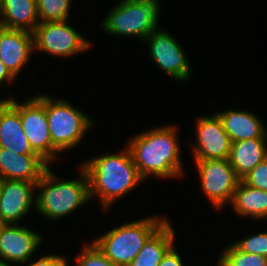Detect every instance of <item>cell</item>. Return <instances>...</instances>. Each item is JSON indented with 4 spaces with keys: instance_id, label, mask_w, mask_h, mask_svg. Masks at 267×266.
<instances>
[{
    "instance_id": "18",
    "label": "cell",
    "mask_w": 267,
    "mask_h": 266,
    "mask_svg": "<svg viewBox=\"0 0 267 266\" xmlns=\"http://www.w3.org/2000/svg\"><path fill=\"white\" fill-rule=\"evenodd\" d=\"M229 206L243 220L247 218L259 223L267 221V191L250 187L242 180L238 183Z\"/></svg>"
},
{
    "instance_id": "9",
    "label": "cell",
    "mask_w": 267,
    "mask_h": 266,
    "mask_svg": "<svg viewBox=\"0 0 267 266\" xmlns=\"http://www.w3.org/2000/svg\"><path fill=\"white\" fill-rule=\"evenodd\" d=\"M200 192L216 211L231 204L240 179L230 165L229 159L194 160ZM227 205V206H226Z\"/></svg>"
},
{
    "instance_id": "23",
    "label": "cell",
    "mask_w": 267,
    "mask_h": 266,
    "mask_svg": "<svg viewBox=\"0 0 267 266\" xmlns=\"http://www.w3.org/2000/svg\"><path fill=\"white\" fill-rule=\"evenodd\" d=\"M74 0H36L39 22L66 21L71 19Z\"/></svg>"
},
{
    "instance_id": "12",
    "label": "cell",
    "mask_w": 267,
    "mask_h": 266,
    "mask_svg": "<svg viewBox=\"0 0 267 266\" xmlns=\"http://www.w3.org/2000/svg\"><path fill=\"white\" fill-rule=\"evenodd\" d=\"M23 225L7 224L0 233V260L23 266L40 251L45 237Z\"/></svg>"
},
{
    "instance_id": "30",
    "label": "cell",
    "mask_w": 267,
    "mask_h": 266,
    "mask_svg": "<svg viewBox=\"0 0 267 266\" xmlns=\"http://www.w3.org/2000/svg\"><path fill=\"white\" fill-rule=\"evenodd\" d=\"M1 88H2V87L0 86V91L3 92ZM1 92H0V93H1ZM0 96L2 97V98L0 97V107H3V106H5V105L10 101V98H11L12 95H8V96L6 97L5 94L2 95V93H1ZM3 96H4V97H3Z\"/></svg>"
},
{
    "instance_id": "13",
    "label": "cell",
    "mask_w": 267,
    "mask_h": 266,
    "mask_svg": "<svg viewBox=\"0 0 267 266\" xmlns=\"http://www.w3.org/2000/svg\"><path fill=\"white\" fill-rule=\"evenodd\" d=\"M36 183L1 179L0 217L7 224H22L35 210Z\"/></svg>"
},
{
    "instance_id": "7",
    "label": "cell",
    "mask_w": 267,
    "mask_h": 266,
    "mask_svg": "<svg viewBox=\"0 0 267 266\" xmlns=\"http://www.w3.org/2000/svg\"><path fill=\"white\" fill-rule=\"evenodd\" d=\"M166 29V30H165ZM169 31V32H168ZM172 33V34H171ZM148 45L149 59L158 70L174 82L185 84L192 77L191 62L185 48L167 28H157L143 42Z\"/></svg>"
},
{
    "instance_id": "19",
    "label": "cell",
    "mask_w": 267,
    "mask_h": 266,
    "mask_svg": "<svg viewBox=\"0 0 267 266\" xmlns=\"http://www.w3.org/2000/svg\"><path fill=\"white\" fill-rule=\"evenodd\" d=\"M267 158V137L233 142L229 162L242 180L261 161Z\"/></svg>"
},
{
    "instance_id": "10",
    "label": "cell",
    "mask_w": 267,
    "mask_h": 266,
    "mask_svg": "<svg viewBox=\"0 0 267 266\" xmlns=\"http://www.w3.org/2000/svg\"><path fill=\"white\" fill-rule=\"evenodd\" d=\"M20 119L33 151L54 167L60 153L53 147L46 116V93L22 98ZM54 164V165H53Z\"/></svg>"
},
{
    "instance_id": "25",
    "label": "cell",
    "mask_w": 267,
    "mask_h": 266,
    "mask_svg": "<svg viewBox=\"0 0 267 266\" xmlns=\"http://www.w3.org/2000/svg\"><path fill=\"white\" fill-rule=\"evenodd\" d=\"M239 250L246 253H255L267 257V231H257L245 234L240 240L232 242Z\"/></svg>"
},
{
    "instance_id": "26",
    "label": "cell",
    "mask_w": 267,
    "mask_h": 266,
    "mask_svg": "<svg viewBox=\"0 0 267 266\" xmlns=\"http://www.w3.org/2000/svg\"><path fill=\"white\" fill-rule=\"evenodd\" d=\"M242 181L250 187L267 191V158L249 172Z\"/></svg>"
},
{
    "instance_id": "14",
    "label": "cell",
    "mask_w": 267,
    "mask_h": 266,
    "mask_svg": "<svg viewBox=\"0 0 267 266\" xmlns=\"http://www.w3.org/2000/svg\"><path fill=\"white\" fill-rule=\"evenodd\" d=\"M34 53L33 33L25 30L7 29L0 35V61L18 79L32 61Z\"/></svg>"
},
{
    "instance_id": "5",
    "label": "cell",
    "mask_w": 267,
    "mask_h": 266,
    "mask_svg": "<svg viewBox=\"0 0 267 266\" xmlns=\"http://www.w3.org/2000/svg\"><path fill=\"white\" fill-rule=\"evenodd\" d=\"M161 0H118L99 23L106 36L143 42L160 26Z\"/></svg>"
},
{
    "instance_id": "4",
    "label": "cell",
    "mask_w": 267,
    "mask_h": 266,
    "mask_svg": "<svg viewBox=\"0 0 267 266\" xmlns=\"http://www.w3.org/2000/svg\"><path fill=\"white\" fill-rule=\"evenodd\" d=\"M166 215L152 214L124 222L91 239L103 254L118 266H128L146 241L169 219Z\"/></svg>"
},
{
    "instance_id": "20",
    "label": "cell",
    "mask_w": 267,
    "mask_h": 266,
    "mask_svg": "<svg viewBox=\"0 0 267 266\" xmlns=\"http://www.w3.org/2000/svg\"><path fill=\"white\" fill-rule=\"evenodd\" d=\"M177 233L168 219L144 244L128 266H158L167 250L176 242Z\"/></svg>"
},
{
    "instance_id": "3",
    "label": "cell",
    "mask_w": 267,
    "mask_h": 266,
    "mask_svg": "<svg viewBox=\"0 0 267 266\" xmlns=\"http://www.w3.org/2000/svg\"><path fill=\"white\" fill-rule=\"evenodd\" d=\"M78 168L77 178L65 179L50 165L37 181L35 211L45 221L67 219L73 212L92 203L87 174L80 165Z\"/></svg>"
},
{
    "instance_id": "15",
    "label": "cell",
    "mask_w": 267,
    "mask_h": 266,
    "mask_svg": "<svg viewBox=\"0 0 267 266\" xmlns=\"http://www.w3.org/2000/svg\"><path fill=\"white\" fill-rule=\"evenodd\" d=\"M241 109L234 107L215 111L232 143L267 137V125L262 122L264 120L260 118V115L258 116L257 113L255 114V111L252 112L244 108Z\"/></svg>"
},
{
    "instance_id": "31",
    "label": "cell",
    "mask_w": 267,
    "mask_h": 266,
    "mask_svg": "<svg viewBox=\"0 0 267 266\" xmlns=\"http://www.w3.org/2000/svg\"><path fill=\"white\" fill-rule=\"evenodd\" d=\"M7 225V223L0 217V233L4 229V227Z\"/></svg>"
},
{
    "instance_id": "22",
    "label": "cell",
    "mask_w": 267,
    "mask_h": 266,
    "mask_svg": "<svg viewBox=\"0 0 267 266\" xmlns=\"http://www.w3.org/2000/svg\"><path fill=\"white\" fill-rule=\"evenodd\" d=\"M221 249L219 258L215 262L220 266H267V257L243 252L233 243Z\"/></svg>"
},
{
    "instance_id": "1",
    "label": "cell",
    "mask_w": 267,
    "mask_h": 266,
    "mask_svg": "<svg viewBox=\"0 0 267 266\" xmlns=\"http://www.w3.org/2000/svg\"><path fill=\"white\" fill-rule=\"evenodd\" d=\"M179 128L178 125L165 124L128 137L126 145L145 182L151 178L168 181L186 176Z\"/></svg>"
},
{
    "instance_id": "32",
    "label": "cell",
    "mask_w": 267,
    "mask_h": 266,
    "mask_svg": "<svg viewBox=\"0 0 267 266\" xmlns=\"http://www.w3.org/2000/svg\"><path fill=\"white\" fill-rule=\"evenodd\" d=\"M5 28H6V27H5V25H4V22H3L2 19L0 18V35H1V33L4 31Z\"/></svg>"
},
{
    "instance_id": "16",
    "label": "cell",
    "mask_w": 267,
    "mask_h": 266,
    "mask_svg": "<svg viewBox=\"0 0 267 266\" xmlns=\"http://www.w3.org/2000/svg\"><path fill=\"white\" fill-rule=\"evenodd\" d=\"M14 95L0 107V147L17 154H36L30 146L20 119V100Z\"/></svg>"
},
{
    "instance_id": "21",
    "label": "cell",
    "mask_w": 267,
    "mask_h": 266,
    "mask_svg": "<svg viewBox=\"0 0 267 266\" xmlns=\"http://www.w3.org/2000/svg\"><path fill=\"white\" fill-rule=\"evenodd\" d=\"M0 18L7 29L34 32L40 23L36 0H4Z\"/></svg>"
},
{
    "instance_id": "17",
    "label": "cell",
    "mask_w": 267,
    "mask_h": 266,
    "mask_svg": "<svg viewBox=\"0 0 267 266\" xmlns=\"http://www.w3.org/2000/svg\"><path fill=\"white\" fill-rule=\"evenodd\" d=\"M49 166L38 154H17L0 147V179L37 182Z\"/></svg>"
},
{
    "instance_id": "24",
    "label": "cell",
    "mask_w": 267,
    "mask_h": 266,
    "mask_svg": "<svg viewBox=\"0 0 267 266\" xmlns=\"http://www.w3.org/2000/svg\"><path fill=\"white\" fill-rule=\"evenodd\" d=\"M82 243L84 245L74 255V262H71V264L74 263L75 266H118L110 261L90 238L89 242Z\"/></svg>"
},
{
    "instance_id": "33",
    "label": "cell",
    "mask_w": 267,
    "mask_h": 266,
    "mask_svg": "<svg viewBox=\"0 0 267 266\" xmlns=\"http://www.w3.org/2000/svg\"><path fill=\"white\" fill-rule=\"evenodd\" d=\"M0 266H17V265H13V264H10L8 262L0 260Z\"/></svg>"
},
{
    "instance_id": "29",
    "label": "cell",
    "mask_w": 267,
    "mask_h": 266,
    "mask_svg": "<svg viewBox=\"0 0 267 266\" xmlns=\"http://www.w3.org/2000/svg\"><path fill=\"white\" fill-rule=\"evenodd\" d=\"M16 80H17V78L0 61V86L2 87V89H4L3 88L4 86H6V88L10 85L13 86V84H15Z\"/></svg>"
},
{
    "instance_id": "6",
    "label": "cell",
    "mask_w": 267,
    "mask_h": 266,
    "mask_svg": "<svg viewBox=\"0 0 267 266\" xmlns=\"http://www.w3.org/2000/svg\"><path fill=\"white\" fill-rule=\"evenodd\" d=\"M46 116L53 147L61 154L80 146L86 134L95 127V120L74 107L65 97L46 95Z\"/></svg>"
},
{
    "instance_id": "28",
    "label": "cell",
    "mask_w": 267,
    "mask_h": 266,
    "mask_svg": "<svg viewBox=\"0 0 267 266\" xmlns=\"http://www.w3.org/2000/svg\"><path fill=\"white\" fill-rule=\"evenodd\" d=\"M176 243L167 250L158 266H186L187 263L184 262L181 253L177 250Z\"/></svg>"
},
{
    "instance_id": "35",
    "label": "cell",
    "mask_w": 267,
    "mask_h": 266,
    "mask_svg": "<svg viewBox=\"0 0 267 266\" xmlns=\"http://www.w3.org/2000/svg\"><path fill=\"white\" fill-rule=\"evenodd\" d=\"M0 195H1V179H0Z\"/></svg>"
},
{
    "instance_id": "11",
    "label": "cell",
    "mask_w": 267,
    "mask_h": 266,
    "mask_svg": "<svg viewBox=\"0 0 267 266\" xmlns=\"http://www.w3.org/2000/svg\"><path fill=\"white\" fill-rule=\"evenodd\" d=\"M194 121L195 139L189 144L192 160L229 159L232 141L218 115H197Z\"/></svg>"
},
{
    "instance_id": "34",
    "label": "cell",
    "mask_w": 267,
    "mask_h": 266,
    "mask_svg": "<svg viewBox=\"0 0 267 266\" xmlns=\"http://www.w3.org/2000/svg\"><path fill=\"white\" fill-rule=\"evenodd\" d=\"M3 1H4V0H0V9H1V7H2Z\"/></svg>"
},
{
    "instance_id": "8",
    "label": "cell",
    "mask_w": 267,
    "mask_h": 266,
    "mask_svg": "<svg viewBox=\"0 0 267 266\" xmlns=\"http://www.w3.org/2000/svg\"><path fill=\"white\" fill-rule=\"evenodd\" d=\"M70 23L69 20L39 23L33 32L34 54L41 52L54 58L70 59L91 50L94 42Z\"/></svg>"
},
{
    "instance_id": "27",
    "label": "cell",
    "mask_w": 267,
    "mask_h": 266,
    "mask_svg": "<svg viewBox=\"0 0 267 266\" xmlns=\"http://www.w3.org/2000/svg\"><path fill=\"white\" fill-rule=\"evenodd\" d=\"M44 253L45 255H36V258H31L26 264H24V266H69V261L71 260H69L66 255L58 253Z\"/></svg>"
},
{
    "instance_id": "2",
    "label": "cell",
    "mask_w": 267,
    "mask_h": 266,
    "mask_svg": "<svg viewBox=\"0 0 267 266\" xmlns=\"http://www.w3.org/2000/svg\"><path fill=\"white\" fill-rule=\"evenodd\" d=\"M123 146L116 152L104 151L80 163L88 177L91 202L94 198L99 200L98 206L107 213L119 200L145 183L138 173L130 149L126 144Z\"/></svg>"
}]
</instances>
